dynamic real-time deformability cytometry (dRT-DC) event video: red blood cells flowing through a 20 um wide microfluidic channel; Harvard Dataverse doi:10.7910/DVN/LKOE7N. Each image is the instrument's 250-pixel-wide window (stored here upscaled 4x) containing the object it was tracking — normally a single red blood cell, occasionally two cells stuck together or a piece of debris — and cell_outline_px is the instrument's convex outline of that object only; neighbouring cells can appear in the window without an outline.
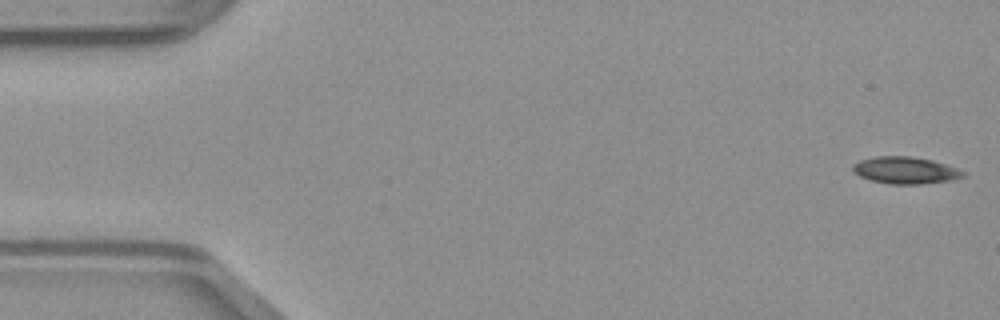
{"species": "common noctule bat (a hibernating species)", "species_latin": "Nyctalus noctula", "temperature_condition": "warm", "stored_images_in_passage": 49, "camera_frame_rate_fps": 3000, "um_per_image_px": 0.085, "animal": {"sex": "male", "body_mass_g": 23.1, "forearm_length_mm": 52.7}, "frame": {"image": 1, "passage_image": 1, "time_ms": 0.0, "image_size_px": [1000, 320], "cell_outline_px": [[964, 176], [952, 180], [920, 184], [888, 184], [868, 180], [860, 176], [852, 168], [852, 164], [860, 160], [876, 156], [912, 156], [932, 160], [956, 168], [964, 172]], "centroid_in_image_um": [76.92, 14.47], "position_along_channel_um": 8.1, "area_um2": 17.28}}
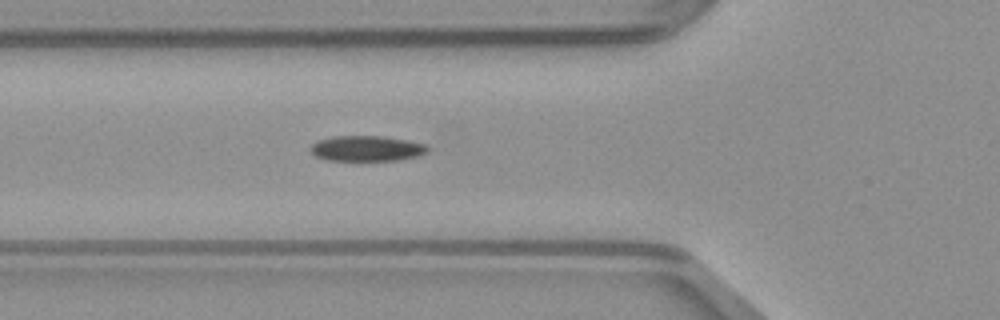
{"frame": {"image": 2, "passage_image": 17, "time_ms": 5.333, "image_size_px": [1000, 320], "cell_outline_px": [[432, 148], [428, 152], [416, 156], [400, 160], [328, 160], [316, 156], [308, 148], [316, 140], [332, 136], [384, 136], [408, 140], [428, 144]], "centroid_in_image_um": [31.21, 12.6], "position_along_channel_um": 94.6, "area_um2": 17.63}}
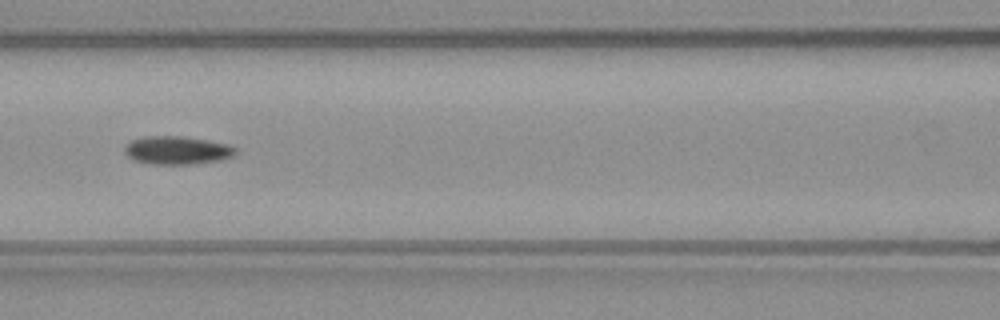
{"frame": {"image": 3, "passage_image": 21, "time_ms": 6.667, "image_size_px": [1000, 320], "cell_outline_px": [[236, 152], [232, 156], [220, 160], [192, 164], [148, 164], [132, 160], [124, 152], [124, 148], [132, 140], [144, 136], [184, 136], [208, 140], [228, 144], [236, 148]], "centroid_in_image_um": [15.03, 12.77], "position_along_channel_um": 151.6, "area_um2": 18.32}}